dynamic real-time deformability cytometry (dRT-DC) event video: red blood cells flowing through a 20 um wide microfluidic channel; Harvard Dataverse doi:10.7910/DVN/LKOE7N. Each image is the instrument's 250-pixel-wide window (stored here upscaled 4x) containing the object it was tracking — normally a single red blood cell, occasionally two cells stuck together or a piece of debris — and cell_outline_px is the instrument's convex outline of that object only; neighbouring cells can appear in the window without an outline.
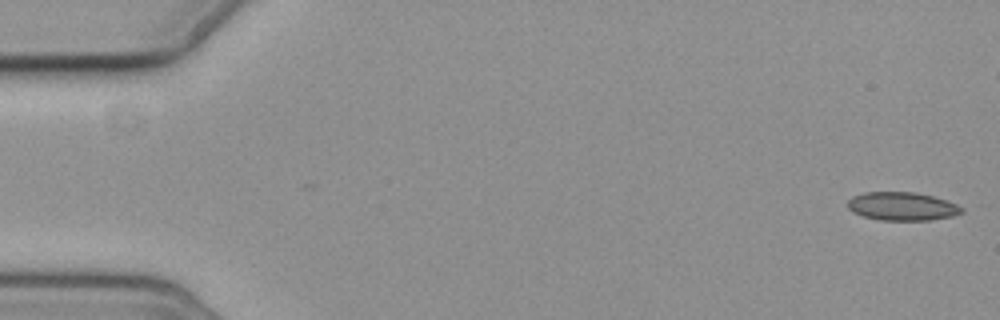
{"species": "common noctule bat (a hibernating species)", "species_latin": "Nyctalus noctula", "temperature_condition": "cold", "stored_images_in_passage": 2, "camera_frame_rate_fps": 3000, "um_per_image_px": 0.085, "animal": {"sex": "female", "body_mass_g": 19.3, "forearm_length_mm": 54.1}, "frame": {"image": 1, "passage_image": 2, "time_ms": 1.333, "image_size_px": [1000, 320], "cell_outline_px": [[964, 212], [952, 216], [928, 220], [880, 220], [864, 216], [852, 212], [848, 208], [848, 200], [852, 196], [864, 192], [912, 192], [932, 196], [956, 204], [964, 208]], "centroid_in_image_um": [76.66, 17.54], "position_along_channel_um": 8.3, "area_um2": 18.73}}